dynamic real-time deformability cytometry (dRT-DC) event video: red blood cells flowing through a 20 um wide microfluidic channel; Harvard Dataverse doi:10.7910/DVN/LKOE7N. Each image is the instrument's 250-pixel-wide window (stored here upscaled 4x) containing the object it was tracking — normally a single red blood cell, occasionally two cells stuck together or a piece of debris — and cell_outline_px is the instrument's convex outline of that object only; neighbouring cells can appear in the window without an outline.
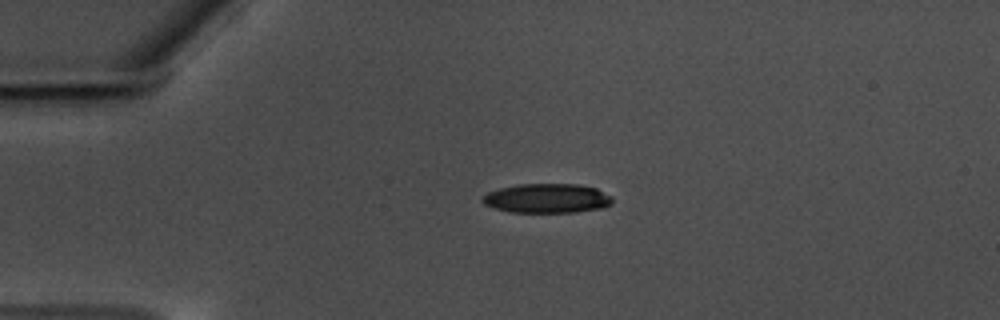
{"species": "common noctule bat (a hibernating species)", "species_latin": "Nyctalus noctula", "temperature_condition": "warm", "stored_images_in_passage": 46, "camera_frame_rate_fps": 3000, "um_per_image_px": 0.085, "animal": {"sex": "male", "body_mass_g": 17.5, "forearm_length_mm": 52.3}, "frame": {"image": 1, "passage_image": 1, "time_ms": 0.0, "image_size_px": [1000, 320], "cell_outline_px": [[612, 204], [604, 208], [576, 212], [512, 212], [496, 208], [484, 204], [480, 200], [488, 192], [500, 188], [520, 184], [580, 184], [596, 188], [612, 196]], "centroid_in_image_um": [46.54, 16.85], "position_along_channel_um": 38.5, "area_um2": 22.25}}
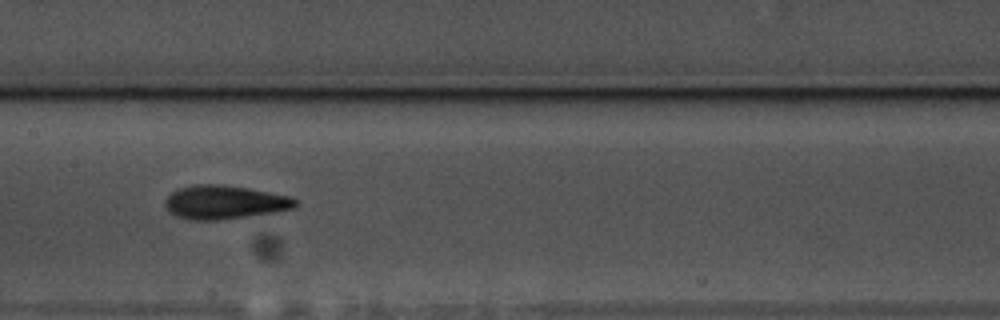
{"frame": {"image": 2, "passage_image": 17, "time_ms": 5.333, "image_size_px": [1000, 320], "cell_outline_px": [[296, 204], [292, 208], [276, 212], [248, 216], [216, 220], [188, 220], [176, 216], [168, 212], [164, 204], [164, 200], [172, 192], [180, 188], [196, 184], [224, 184], [248, 188], [292, 196], [296, 200]], "centroid_in_image_um": [19.05, 17.19], "position_along_channel_um": 188.3, "area_um2": 25.66}}
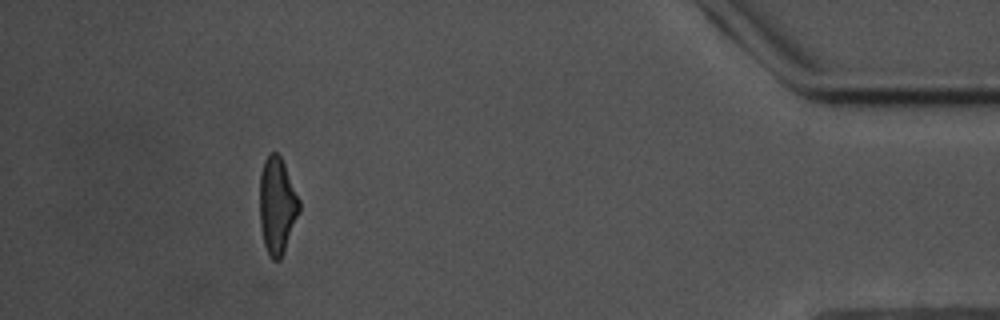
{"frame": {"image": 3, "passage_image": 41, "time_ms": 13.333, "image_size_px": [1000, 320], "cell_outline_px": [[300, 212], [280, 260], [272, 260], [264, 244], [260, 228], [260, 172], [264, 160], [268, 152], [276, 152], [280, 156], [284, 164], [300, 200]], "centroid_in_image_um": [23.55, 17.45], "position_along_channel_um": 411.7, "area_um2": 22.31}}